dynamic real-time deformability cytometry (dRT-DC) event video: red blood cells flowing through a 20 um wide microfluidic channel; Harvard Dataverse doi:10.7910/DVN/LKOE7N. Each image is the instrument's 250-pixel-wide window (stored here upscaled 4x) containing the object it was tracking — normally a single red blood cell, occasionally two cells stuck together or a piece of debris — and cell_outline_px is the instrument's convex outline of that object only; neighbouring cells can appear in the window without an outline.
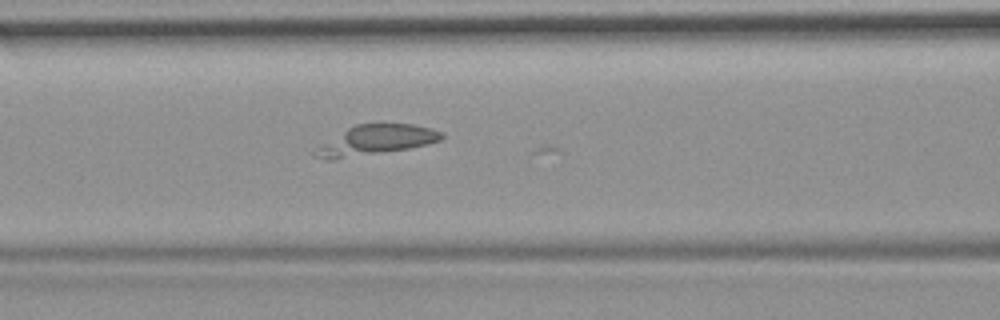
{"species": "common noctule bat (a hibernating species)", "species_latin": "Nyctalus noctula", "temperature_condition": "room temperature", "stored_images_in_passage": 11, "camera_frame_rate_fps": 3000, "um_per_image_px": 0.085, "animal": {"sex": "female", "body_mass_g": 19.9}, "frame": {"image": 1, "passage_image": 8, "time_ms": 2.333, "image_size_px": [1000, 320], "cell_outline_px": [[444, 136], [440, 140], [428, 144], [408, 148], [332, 160], [328, 160], [316, 156], [312, 152], [348, 128], [356, 124], [412, 124], [444, 132]], "centroid_in_image_um": [31.99, 11.91], "position_along_channel_um": 134.6, "area_um2": 21.27}}